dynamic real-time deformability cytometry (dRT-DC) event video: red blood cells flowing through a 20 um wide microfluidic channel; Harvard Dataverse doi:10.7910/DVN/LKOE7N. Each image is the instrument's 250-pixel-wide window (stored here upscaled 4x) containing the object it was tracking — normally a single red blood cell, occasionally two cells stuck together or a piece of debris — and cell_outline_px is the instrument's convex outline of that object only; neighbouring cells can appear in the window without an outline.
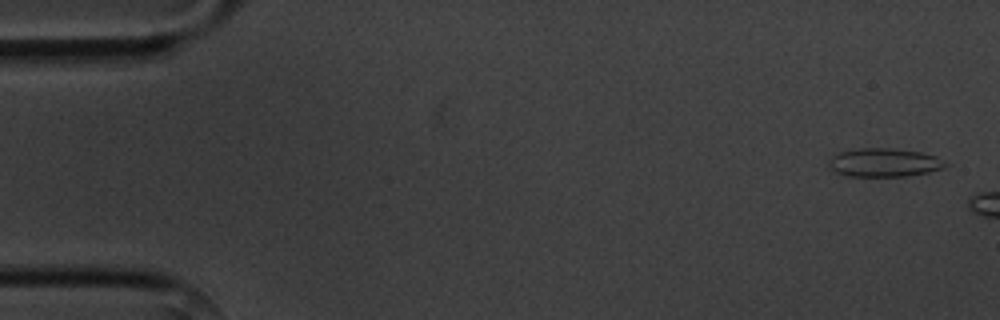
{"species": "common noctule bat (a hibernating species)", "species_latin": "Nyctalus noctula", "temperature_condition": "cold", "stored_images_in_passage": 3, "camera_frame_rate_fps": 3000, "um_per_image_px": 0.085, "animal": {"sex": "male", "body_mass_g": 20.1, "forearm_length_mm": 53.5}, "frame": {"image": 1, "passage_image": 1, "time_ms": 0.0, "image_size_px": [1000, 320], "cell_outline_px": [[952, 164], [944, 168], [928, 172], [904, 176], [848, 176], [836, 172], [828, 168], [828, 160], [832, 156], [840, 152], [860, 148], [896, 148], [920, 152], [936, 156]], "centroid_in_image_um": [75.17, 13.81], "position_along_channel_um": 9.8, "area_um2": 19.59}}